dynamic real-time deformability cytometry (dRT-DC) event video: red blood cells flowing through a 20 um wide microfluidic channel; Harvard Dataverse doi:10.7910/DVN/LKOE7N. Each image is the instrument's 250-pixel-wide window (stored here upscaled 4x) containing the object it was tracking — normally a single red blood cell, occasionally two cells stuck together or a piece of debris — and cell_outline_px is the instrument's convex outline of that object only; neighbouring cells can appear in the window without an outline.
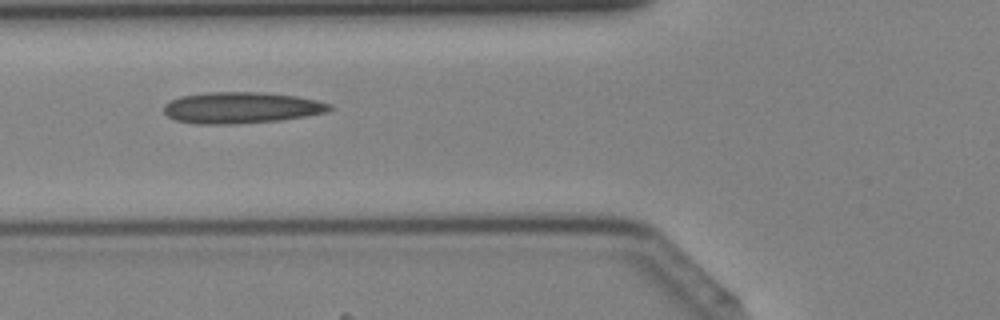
{"species": "Egyptian fruit bat (a non-hibernating species)", "species_latin": "Rousettus aegyptiacus", "temperature_condition": "cold", "stored_images_in_passage": 35, "camera_frame_rate_fps": 3000, "um_per_image_px": 0.085, "animal": {"sex": "female"}, "frame": {"image": 1, "passage_image": 9, "time_ms": 2.667, "image_size_px": [1000, 320], "cell_outline_px": [[332, 108], [328, 112], [280, 120], [236, 124], [196, 124], [176, 120], [168, 116], [164, 112], [164, 104], [180, 96], [208, 92], [264, 92], [296, 96], [316, 100], [332, 104]], "centroid_in_image_um": [20.51, 9.15], "position_along_channel_um": 105.3, "area_um2": 30.29}}
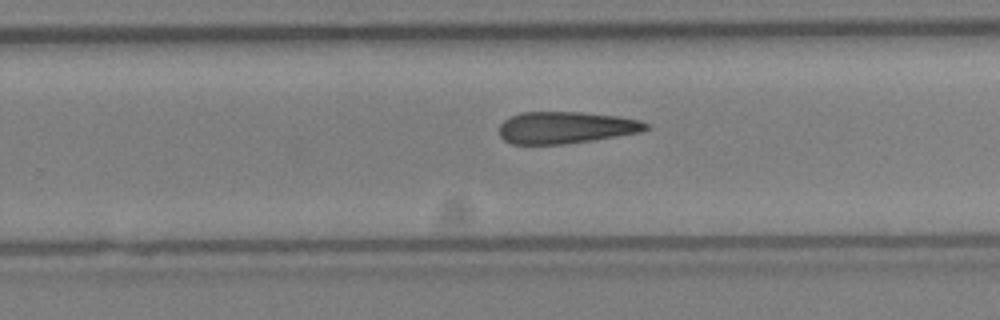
{"frame": {"image": 2, "passage_image": 20, "time_ms": 6.333, "image_size_px": [1000, 320], "cell_outline_px": [[648, 128], [644, 132], [592, 140], [564, 144], [512, 144], [504, 140], [500, 136], [500, 124], [504, 120], [520, 112], [580, 112], [620, 116], [640, 120], [648, 124]], "centroid_in_image_um": [48.12, 10.84], "position_along_channel_um": 281.7, "area_um2": 27.34}}
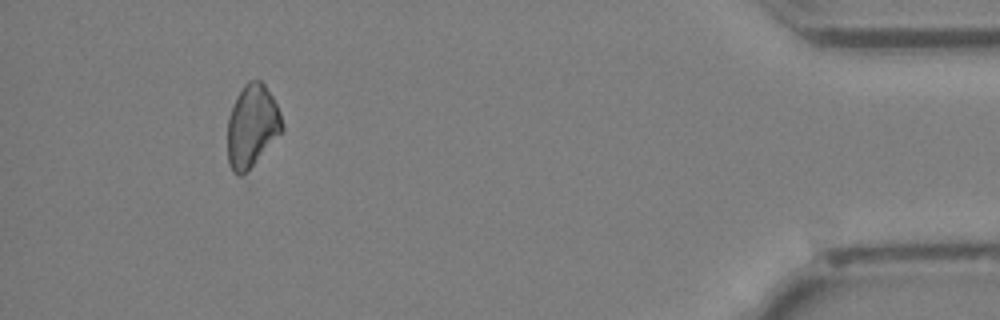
{"frame": {"image": 3, "passage_image": 32, "time_ms": 10.333, "image_size_px": [1000, 320], "cell_outline_px": [[284, 132], [240, 176], [232, 172], [228, 164], [228, 116], [236, 96], [244, 84], [248, 80], [260, 80], [264, 84], [272, 96], [280, 112], [284, 128]], "centroid_in_image_um": [21.42, 10.68], "position_along_channel_um": 413.8, "area_um2": 26.18}}